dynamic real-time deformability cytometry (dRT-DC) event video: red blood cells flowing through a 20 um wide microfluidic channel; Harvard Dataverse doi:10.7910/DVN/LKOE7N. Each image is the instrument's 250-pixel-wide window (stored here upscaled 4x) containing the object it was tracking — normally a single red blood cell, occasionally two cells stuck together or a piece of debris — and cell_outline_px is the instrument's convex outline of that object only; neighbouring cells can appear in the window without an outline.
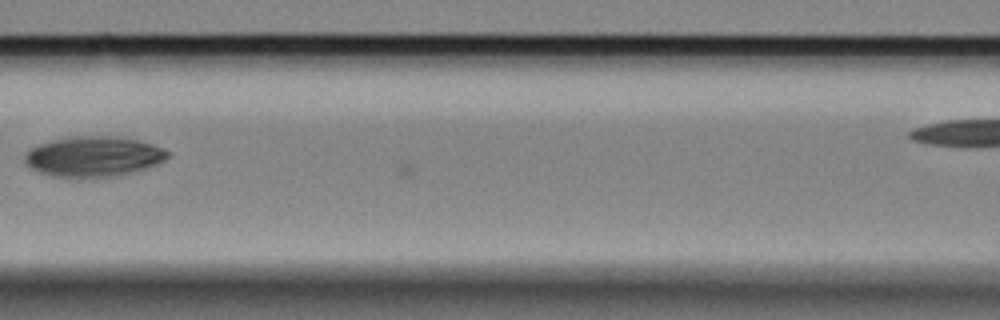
{"species": "Egyptian fruit bat (a non-hibernating species)", "species_latin": "Rousettus aegyptiacus", "temperature_condition": "cold", "stored_images_in_passage": 8, "camera_frame_rate_fps": 3000, "um_per_image_px": 0.085, "animal": {"sex": "female"}, "frame": {"image": 1, "passage_image": 7, "time_ms": 2.0, "image_size_px": [1000, 320], "cell_outline_px": [[172, 152], [164, 160], [156, 164], [144, 168], [116, 176], [52, 176], [40, 172], [32, 168], [24, 160], [24, 156], [32, 148], [40, 144], [56, 140], [88, 136], [112, 136], [136, 140], [152, 144], [164, 148]], "centroid_in_image_um": [8.0, 13.3], "position_along_channel_um": 158.6, "area_um2": 32.54}}